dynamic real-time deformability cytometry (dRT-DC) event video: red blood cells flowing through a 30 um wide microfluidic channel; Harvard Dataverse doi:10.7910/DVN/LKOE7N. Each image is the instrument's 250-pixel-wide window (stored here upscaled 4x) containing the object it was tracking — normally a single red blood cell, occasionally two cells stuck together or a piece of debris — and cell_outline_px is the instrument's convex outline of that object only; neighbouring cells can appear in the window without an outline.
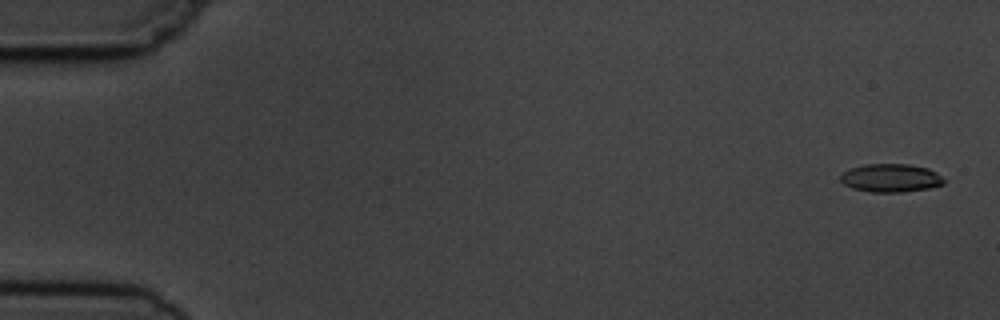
{"species": "common noctule bat (a hibernating species)", "species_latin": "Nyctalus noctula", "temperature_condition": "cold", "stored_images_in_passage": 5, "camera_frame_rate_fps": 3000, "um_per_image_px": 0.085, "animal": {"sex": "male", "body_mass_g": 19.5, "forearm_length_mm": 54.6}, "frame": {"image": 1, "passage_image": 1, "time_ms": 0.0, "image_size_px": [1000, 320], "cell_outline_px": [[944, 184], [928, 188], [900, 192], [872, 192], [852, 188], [844, 184], [840, 180], [840, 176], [848, 168], [864, 164], [908, 164], [928, 168], [936, 172], [944, 180]], "centroid_in_image_um": [75.68, 15.12], "position_along_channel_um": 9.3, "area_um2": 16.99}}
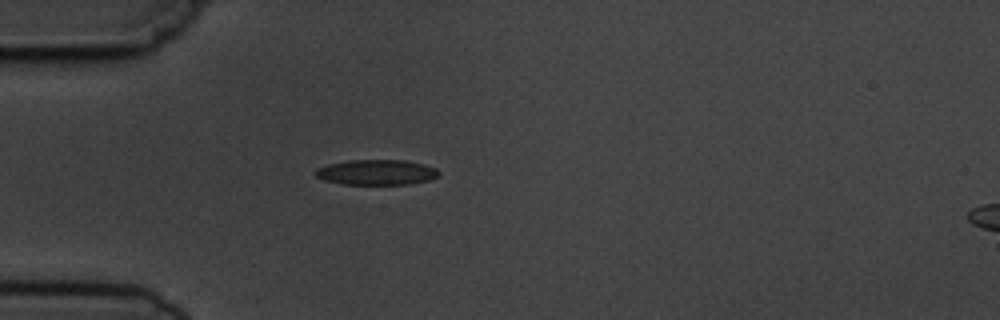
{"frame": {"image": 2, "passage_image": 5, "time_ms": 4.667, "image_size_px": [1000, 320], "cell_outline_px": [[440, 176], [428, 180], [412, 184], [344, 184], [324, 180], [316, 176], [312, 172], [316, 168], [328, 164], [348, 160], [404, 160], [424, 164], [436, 168], [440, 172]], "centroid_in_image_um": [32.0, 14.64], "position_along_channel_um": 53.0, "area_um2": 18.32}}